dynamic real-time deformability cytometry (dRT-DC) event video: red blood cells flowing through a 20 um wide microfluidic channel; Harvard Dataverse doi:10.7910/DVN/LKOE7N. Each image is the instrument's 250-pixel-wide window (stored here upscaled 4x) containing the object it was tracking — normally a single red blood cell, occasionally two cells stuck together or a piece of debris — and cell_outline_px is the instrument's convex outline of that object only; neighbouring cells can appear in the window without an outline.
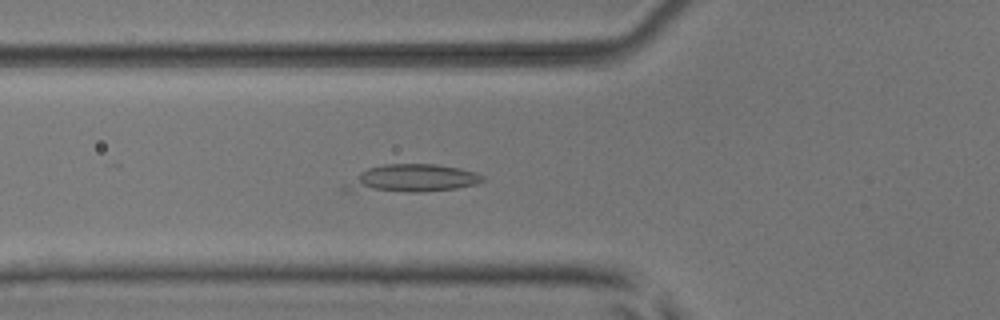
{"species": "common noctule bat (a hibernating species)", "species_latin": "Nyctalus noctula", "temperature_condition": "room temperature", "stored_images_in_passage": 32, "camera_frame_rate_fps": 3000, "um_per_image_px": 0.085, "animal": {"sex": "male", "body_mass_g": 17.9, "forearm_length_mm": 54.2}, "frame": {"image": 1, "passage_image": 8, "time_ms": 2.333, "image_size_px": [1000, 320], "cell_outline_px": [[488, 180], [476, 184], [456, 188], [420, 192], [344, 192], [340, 188], [344, 184], [360, 172], [368, 168], [384, 164], [436, 164], [460, 168], [476, 172], [484, 176]], "centroid_in_image_um": [34.96, 15.18], "position_along_channel_um": 90.8, "area_um2": 22.77}}
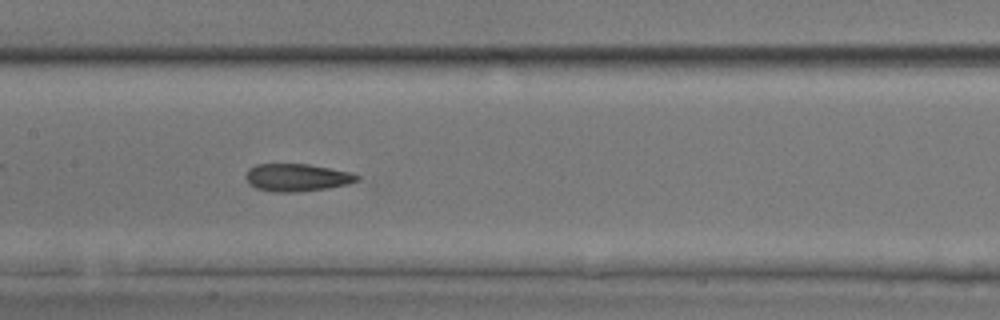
{"frame": {"image": 2, "passage_image": 15, "time_ms": 4.667, "image_size_px": [1000, 320], "cell_outline_px": [[360, 180], [348, 184], [328, 188], [296, 192], [272, 192], [256, 188], [248, 184], [244, 176], [248, 168], [256, 164], [308, 164], [348, 172], [360, 176]], "centroid_in_image_um": [25.19, 15.09], "position_along_channel_um": 182.2, "area_um2": 17.98}}
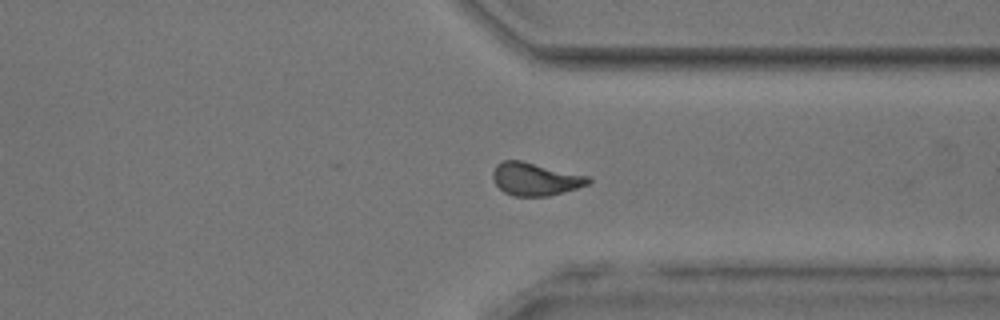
{"frame": {"image": 3, "passage_image": 29, "time_ms": 9.333, "image_size_px": [1000, 320], "cell_outline_px": [[592, 180], [588, 184], [576, 188], [548, 196], [512, 196], [504, 192], [496, 184], [492, 176], [492, 172], [496, 164], [504, 160], [520, 160], [588, 176]], "centroid_in_image_um": [45.46, 15.22], "position_along_channel_um": 365.9, "area_um2": 18.09}, "authors_computed_cell_mechanics": {"area_um2": 17.7446, "velocity_mm_per_s": 3.9302, "shape_relaxation_time_tau1_ms": null, "shape_relaxation_time_tau2_ms": 5.2241, "deformation_change_tau1": null, "deformation_change_tau2": 0.0698}}